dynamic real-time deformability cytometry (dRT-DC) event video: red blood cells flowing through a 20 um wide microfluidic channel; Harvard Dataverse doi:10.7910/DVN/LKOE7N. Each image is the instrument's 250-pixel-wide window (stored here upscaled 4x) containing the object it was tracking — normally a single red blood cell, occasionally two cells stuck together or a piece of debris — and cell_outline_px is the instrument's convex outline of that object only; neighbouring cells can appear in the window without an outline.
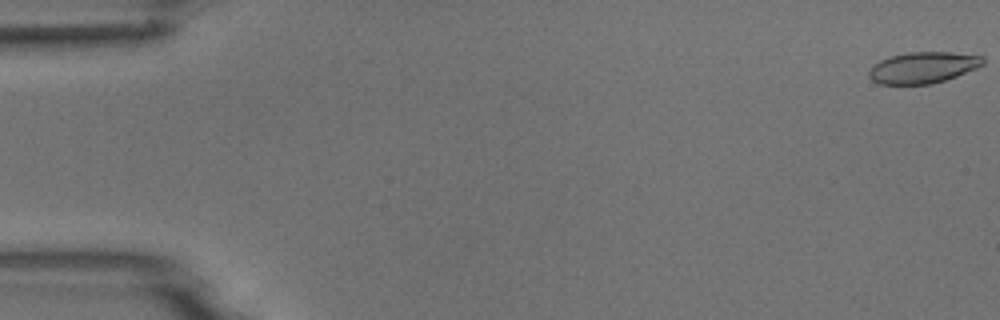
{"species": "common noctule bat (a hibernating species)", "species_latin": "Nyctalus noctula", "temperature_condition": "room temperature", "stored_images_in_passage": 7, "camera_frame_rate_fps": 3000, "um_per_image_px": 0.085, "animal": {"sex": "male", "body_mass_g": 18.8}, "frame": {"image": 1, "passage_image": 1, "time_ms": 0.0, "image_size_px": [1000, 320], "cell_outline_px": [[984, 64], [976, 68], [956, 76], [932, 84], [880, 84], [872, 80], [868, 76], [868, 72], [872, 64], [888, 56], [908, 52], [952, 52], [984, 56]], "centroid_in_image_um": [78.42, 5.73], "position_along_channel_um": 6.6, "area_um2": 20.92}}
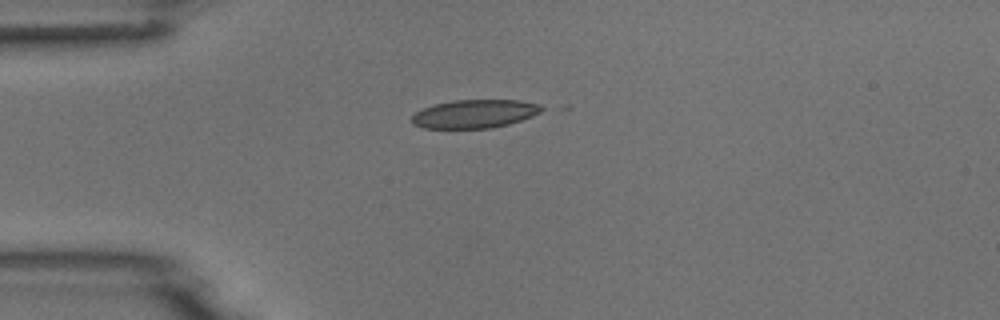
{"frame": {"image": 2, "passage_image": 4, "time_ms": 4.333, "image_size_px": [1000, 320], "cell_outline_px": [[548, 108], [532, 116], [508, 124], [492, 128], [424, 128], [412, 124], [412, 116], [416, 112], [432, 104], [452, 100], [520, 100], [540, 104]], "centroid_in_image_um": [40.36, 9.66], "position_along_channel_um": 44.6, "area_um2": 21.62}}